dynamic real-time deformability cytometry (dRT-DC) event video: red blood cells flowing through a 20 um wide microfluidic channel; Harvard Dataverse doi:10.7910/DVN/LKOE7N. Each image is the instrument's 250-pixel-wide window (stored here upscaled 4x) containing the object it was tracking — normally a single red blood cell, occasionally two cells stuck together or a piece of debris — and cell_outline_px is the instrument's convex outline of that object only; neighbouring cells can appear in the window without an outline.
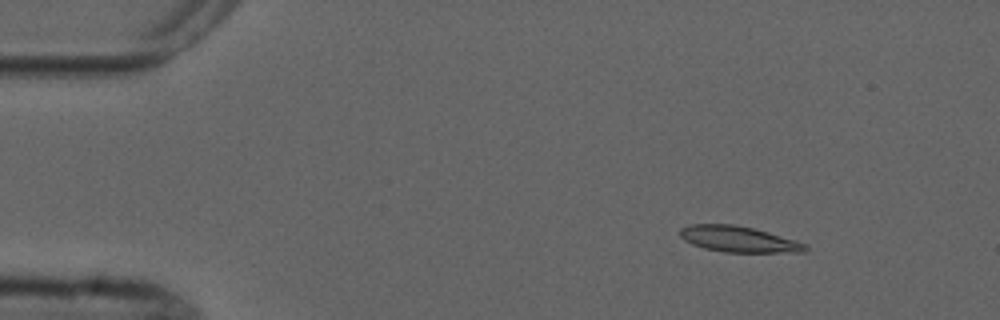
{"species": "common noctule bat (a hibernating species)", "species_latin": "Nyctalus noctula", "temperature_condition": "cold", "stored_images_in_passage": 4, "camera_frame_rate_fps": 3000, "um_per_image_px": 0.085, "animal": {"sex": "male", "forearm_length_mm": 52.5}, "frame": {"image": 1, "passage_image": 1, "time_ms": 0.0, "image_size_px": [1000, 320], "cell_outline_px": [[808, 252], [724, 252], [704, 248], [692, 244], [684, 240], [680, 236], [680, 228], [688, 224], [732, 224], [752, 228], [768, 232], [796, 240], [808, 244]], "centroid_in_image_um": [62.79, 20.33], "position_along_channel_um": 22.2, "area_um2": 19.02}}